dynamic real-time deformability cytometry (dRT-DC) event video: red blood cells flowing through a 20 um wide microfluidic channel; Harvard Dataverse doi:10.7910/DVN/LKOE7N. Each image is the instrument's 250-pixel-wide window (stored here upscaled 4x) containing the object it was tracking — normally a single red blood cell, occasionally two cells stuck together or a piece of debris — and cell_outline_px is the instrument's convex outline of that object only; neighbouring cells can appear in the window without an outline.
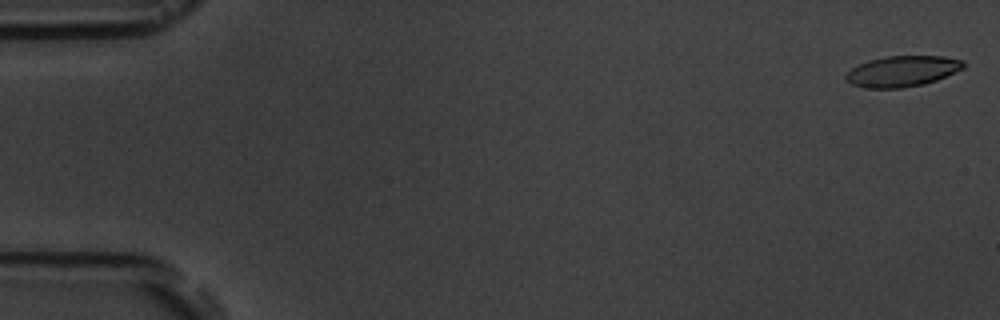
{"species": "common noctule bat (a hibernating species)", "species_latin": "Nyctalus noctula", "temperature_condition": "room temperature", "stored_images_in_passage": 4, "camera_frame_rate_fps": 3000, "um_per_image_px": 0.085, "animal": {"sex": "male", "body_mass_g": 19.5, "forearm_length_mm": 54.6}, "frame": {"image": 1, "passage_image": 1, "time_ms": 0.0, "image_size_px": [1000, 320], "cell_outline_px": [[964, 68], [936, 80], [924, 84], [900, 88], [864, 88], [852, 84], [844, 76], [852, 68], [868, 60], [888, 56], [944, 56], [964, 60]], "centroid_in_image_um": [76.71, 6.05], "position_along_channel_um": 8.3, "area_um2": 20.98}}
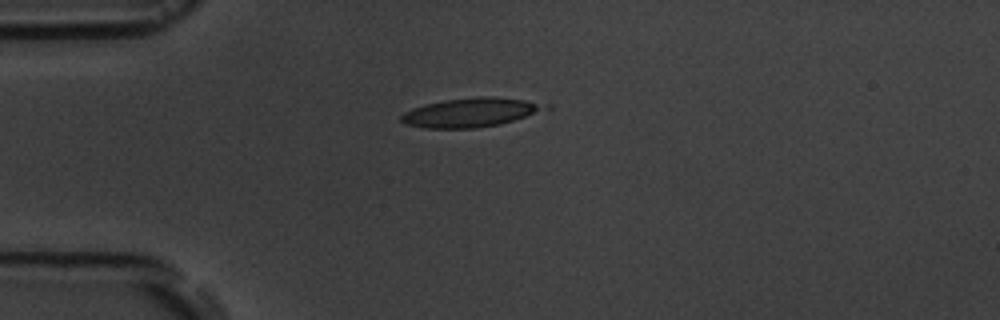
{"frame": {"image": 2, "passage_image": 4, "time_ms": 4.333, "image_size_px": [1000, 320], "cell_outline_px": [[540, 108], [524, 116], [500, 124], [472, 128], [424, 128], [404, 124], [400, 120], [400, 116], [404, 112], [412, 108], [424, 104], [448, 100], [476, 96], [492, 96], [524, 100], [536, 104]], "centroid_in_image_um": [39.75, 9.57], "position_along_channel_um": 45.2, "area_um2": 23.35}}